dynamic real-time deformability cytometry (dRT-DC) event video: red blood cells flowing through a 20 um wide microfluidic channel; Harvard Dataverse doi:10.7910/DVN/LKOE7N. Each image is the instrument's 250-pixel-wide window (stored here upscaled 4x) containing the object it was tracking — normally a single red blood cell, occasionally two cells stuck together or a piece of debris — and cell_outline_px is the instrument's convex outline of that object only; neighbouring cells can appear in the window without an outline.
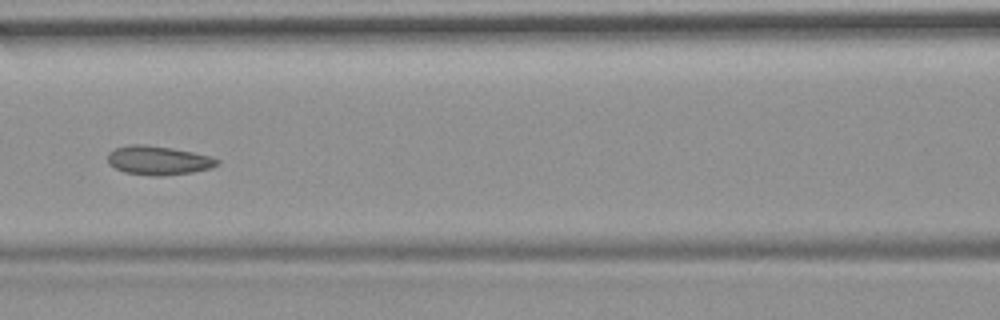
{"species": "common noctule bat (a hibernating species)", "species_latin": "Nyctalus noctula", "temperature_condition": "room temperature", "stored_images_in_passage": 54, "camera_frame_rate_fps": 3000, "um_per_image_px": 0.085, "animal": {"sex": "female", "body_mass_g": 19.9}, "frame": {"image": 1, "passage_image": 24, "time_ms": 7.667, "image_size_px": [1000, 320], "cell_outline_px": [[220, 164], [212, 168], [192, 172], [160, 176], [152, 176], [124, 172], [108, 164], [108, 152], [116, 148], [128, 144], [144, 144], [172, 148], [192, 152], [208, 156], [220, 160]], "centroid_in_image_um": [13.45, 13.63], "position_along_channel_um": 153.2, "area_um2": 18.5}, "authors_computed_cell_mechanics": {"area_um2": 18.7561, "velocity_mm_per_s": 3.6783, "shape_relaxation_time_tau1_ms": null, "shape_relaxation_time_tau2_ms": 2.2171, "deformation_change_tau1": null, "deformation_change_tau2": 0.0599}}